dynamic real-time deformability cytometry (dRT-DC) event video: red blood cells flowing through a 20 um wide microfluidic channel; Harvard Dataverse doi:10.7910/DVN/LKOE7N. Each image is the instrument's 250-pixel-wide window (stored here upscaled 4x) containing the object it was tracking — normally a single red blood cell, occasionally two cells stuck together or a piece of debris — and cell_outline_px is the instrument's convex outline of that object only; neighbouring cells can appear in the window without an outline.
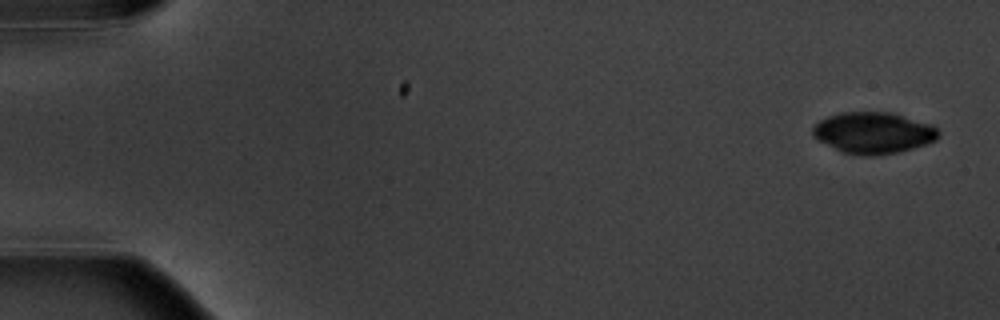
{"species": "common noctule bat (a hibernating species)", "species_latin": "Nyctalus noctula", "temperature_condition": "warm", "stored_images_in_passage": 6, "camera_frame_rate_fps": 3000, "um_per_image_px": 0.085, "animal": {"sex": "male", "body_mass_g": 20.1, "forearm_length_mm": 53.5}, "frame": {"image": 1, "passage_image": 1, "time_ms": 0.0, "image_size_px": [1000, 320], "cell_outline_px": [[940, 136], [936, 140], [912, 148], [896, 152], [872, 156], [864, 156], [844, 152], [816, 140], [812, 136], [812, 128], [820, 120], [828, 116], [840, 112], [892, 112], [932, 124], [940, 132]], "centroid_in_image_um": [74.23, 11.28], "position_along_channel_um": 10.8, "area_um2": 30.35}}